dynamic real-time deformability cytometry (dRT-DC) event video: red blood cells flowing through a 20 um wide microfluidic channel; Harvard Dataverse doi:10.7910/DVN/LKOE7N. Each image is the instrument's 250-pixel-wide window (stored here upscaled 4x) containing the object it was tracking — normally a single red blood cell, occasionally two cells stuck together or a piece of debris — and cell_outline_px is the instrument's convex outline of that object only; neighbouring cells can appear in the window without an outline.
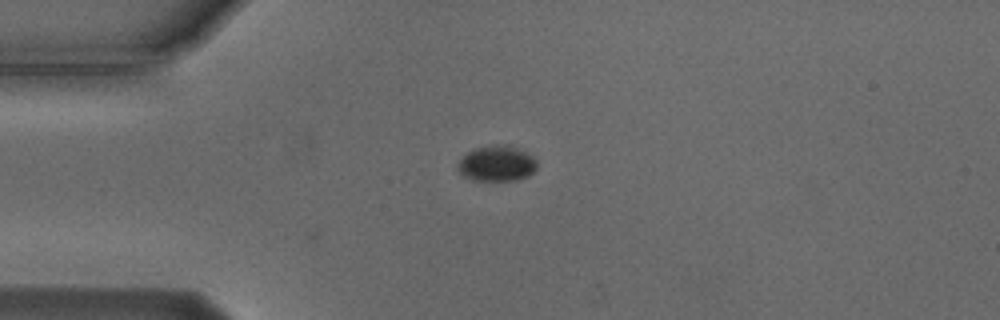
{"species": "Egyptian fruit bat (a non-hibernating species)", "species_latin": "Rousettus aegyptiacus", "temperature_condition": "cold", "stored_images_in_passage": 42, "camera_frame_rate_fps": 3000, "um_per_image_px": 0.085, "animal": {"sex": "male"}, "frame": {"image": 1, "passage_image": 1, "time_ms": 0.0, "image_size_px": [1000, 320], "cell_outline_px": [[536, 168], [528, 176], [512, 180], [476, 180], [464, 176], [456, 168], [456, 164], [468, 152], [476, 148], [488, 144], [508, 144], [532, 156], [536, 160]], "centroid_in_image_um": [42.2, 13.88], "position_along_channel_um": 42.8, "area_um2": 16.3}}
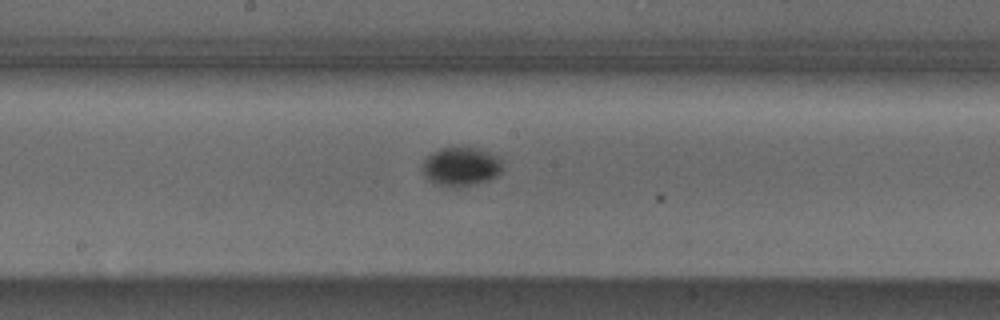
{"frame": {"image": 2, "passage_image": 16, "time_ms": 5.0, "image_size_px": [1000, 320], "cell_outline_px": [[500, 172], [496, 176], [488, 180], [476, 184], [460, 188], [452, 188], [436, 184], [428, 180], [424, 176], [420, 164], [432, 152], [440, 148], [452, 144], [464, 144], [488, 152], [496, 156], [500, 160]], "centroid_in_image_um": [39.11, 14.13], "position_along_channel_um": 209.1, "area_um2": 18.9}}
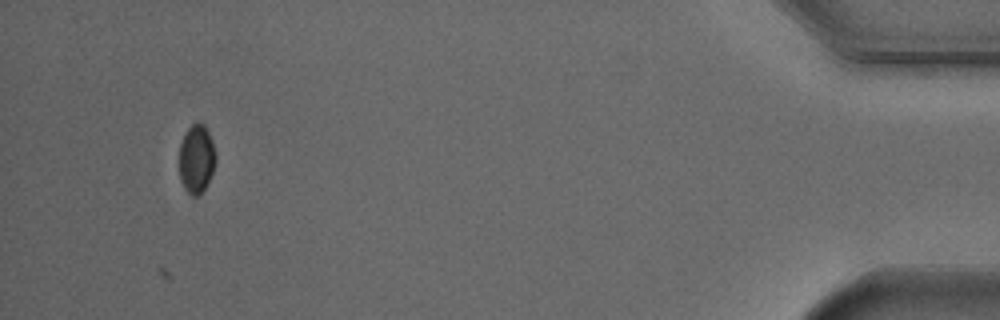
{"frame": {"image": 3, "passage_image": 39, "time_ms": 12.667, "image_size_px": [1000, 320], "cell_outline_px": [[216, 164], [208, 184], [196, 196], [192, 196], [184, 188], [180, 180], [180, 144], [188, 128], [196, 120], [204, 124], [212, 140], [216, 152]], "centroid_in_image_um": [16.72, 13.48], "position_along_channel_um": 418.5, "area_um2": 14.68}}